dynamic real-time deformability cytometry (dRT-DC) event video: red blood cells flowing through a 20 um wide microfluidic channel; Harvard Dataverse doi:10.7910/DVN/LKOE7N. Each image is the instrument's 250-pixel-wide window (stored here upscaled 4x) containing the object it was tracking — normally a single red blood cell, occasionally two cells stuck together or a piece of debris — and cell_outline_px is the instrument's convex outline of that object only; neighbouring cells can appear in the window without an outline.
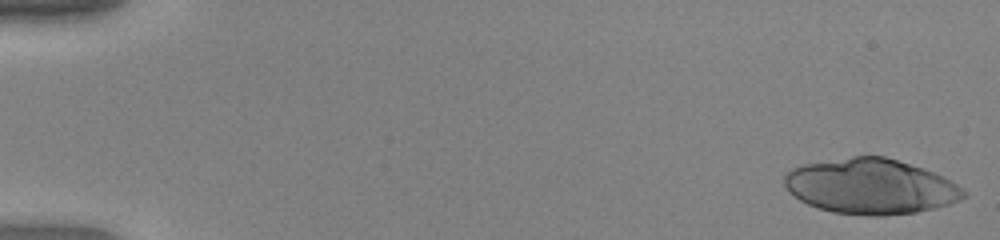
{"species": "human", "species_latin": "Homo sapiens", "temperature_condition": "warm", "stored_images_in_passage": 21, "camera_frame_rate_fps": 3000, "um_per_image_px": 0.085, "donor": {"sex": "female"}, "frame": {"image": 1, "passage_image": 1, "time_ms": 0.0, "image_size_px": [1000, 240], "cell_outline_px": [[968, 196], [960, 200], [936, 208], [916, 212], [884, 216], [868, 216], [832, 212], [808, 204], [800, 200], [788, 192], [784, 184], [784, 176], [792, 168], [800, 164], [852, 156], [884, 156], [924, 168], [964, 188], [968, 192]], "centroid_in_image_um": [74.0, 15.85], "position_along_channel_um": 11.0, "area_um2": 57.97}}
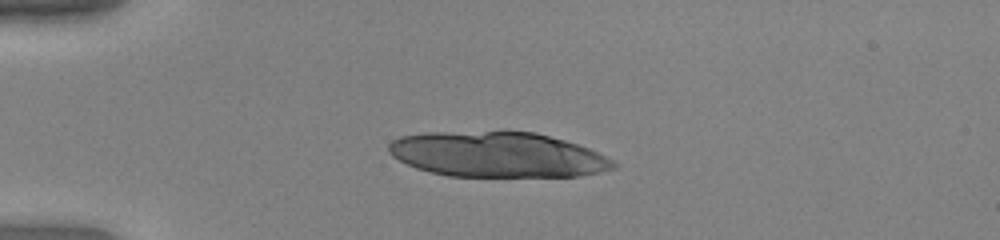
{"frame": {"image": 2, "passage_image": 13, "time_ms": 4.0, "image_size_px": [1000, 240], "cell_outline_px": [[620, 164], [616, 168], [600, 172], [580, 176], [448, 176], [416, 168], [392, 156], [388, 152], [388, 144], [392, 140], [400, 136], [424, 132], [504, 128], [536, 132], [564, 140], [588, 148]], "centroid_in_image_um": [42.25, 13.09], "position_along_channel_um": 42.7, "area_um2": 60.69}}